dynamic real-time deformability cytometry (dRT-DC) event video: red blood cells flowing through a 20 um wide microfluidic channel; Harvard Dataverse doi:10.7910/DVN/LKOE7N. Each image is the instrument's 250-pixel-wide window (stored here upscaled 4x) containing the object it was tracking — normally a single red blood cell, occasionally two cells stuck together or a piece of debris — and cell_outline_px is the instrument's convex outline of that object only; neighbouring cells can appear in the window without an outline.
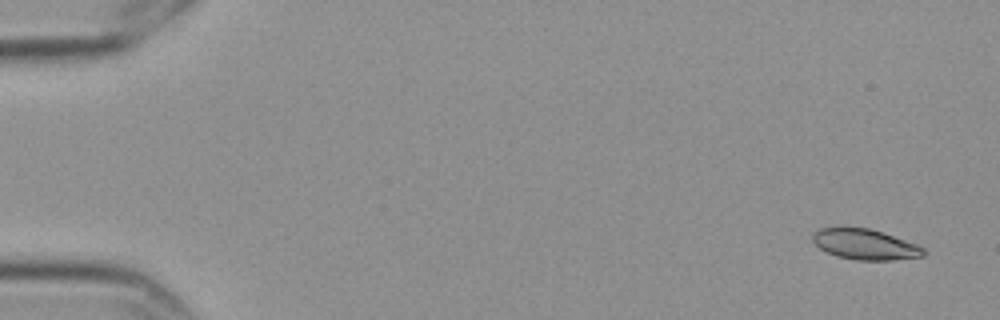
{"species": "Egyptian fruit bat (a non-hibernating species)", "species_latin": "Rousettus aegyptiacus", "temperature_condition": "cold", "stored_images_in_passage": 15, "camera_frame_rate_fps": 3000, "um_per_image_px": 0.085, "frame": {"image": 1, "passage_image": 1, "time_ms": 0.0, "image_size_px": [1000, 320], "cell_outline_px": [[928, 252], [924, 256], [892, 260], [856, 260], [836, 256], [820, 248], [812, 240], [812, 232], [820, 228], [868, 228], [916, 244], [924, 248]], "centroid_in_image_um": [73.53, 20.79], "position_along_channel_um": 11.5, "area_um2": 19.48}}
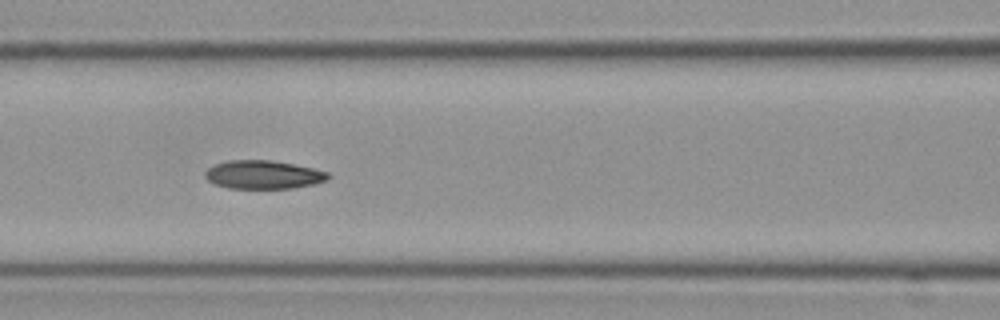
{"frame": {"image": 2, "passage_image": 7, "time_ms": 2.0, "image_size_px": [1000, 320], "cell_outline_px": [[332, 176], [328, 180], [312, 184], [292, 188], [228, 188], [216, 184], [208, 180], [204, 176], [204, 172], [208, 168], [216, 164], [228, 160], [272, 160], [312, 168], [328, 172]], "centroid_in_image_um": [22.38, 14.84], "position_along_channel_um": 144.2, "area_um2": 20.29}}
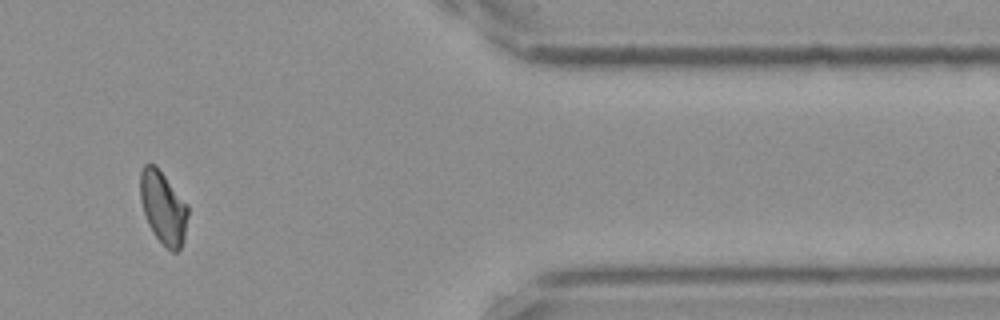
{"frame": {"image": 3, "passage_image": 13, "time_ms": 4.0, "image_size_px": [1000, 320], "cell_outline_px": [[188, 216], [184, 240], [180, 248], [176, 252], [172, 252], [152, 232], [148, 224], [140, 200], [140, 172], [144, 164], [156, 164], [188, 204]], "centroid_in_image_um": [13.88, 17.61], "position_along_channel_um": 397.5, "area_um2": 20.35}}